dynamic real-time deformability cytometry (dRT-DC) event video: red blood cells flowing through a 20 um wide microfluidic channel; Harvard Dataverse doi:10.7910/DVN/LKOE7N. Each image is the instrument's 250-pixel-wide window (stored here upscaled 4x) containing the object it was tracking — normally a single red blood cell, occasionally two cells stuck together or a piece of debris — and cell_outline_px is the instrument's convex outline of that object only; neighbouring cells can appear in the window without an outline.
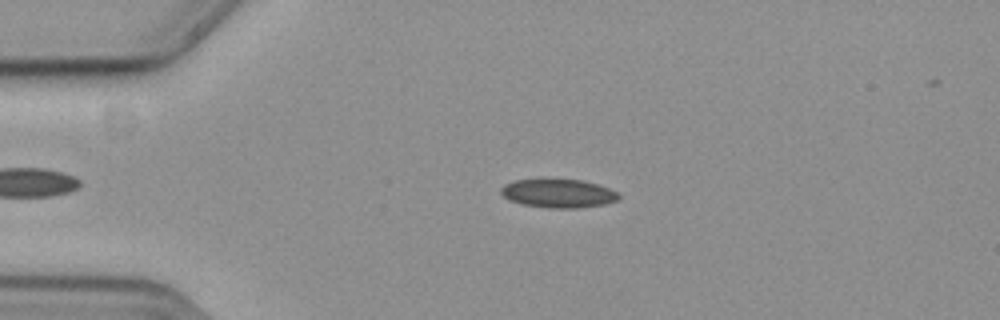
{"species": "common noctule bat (a hibernating species)", "species_latin": "Nyctalus noctula", "temperature_condition": "cold", "stored_images_in_passage": 49, "camera_frame_rate_fps": 3000, "um_per_image_px": 0.085, "animal": {"sex": "female", "body_mass_g": 19.3, "forearm_length_mm": 54.1}, "frame": {"image": 1, "passage_image": 11, "time_ms": 3.333, "image_size_px": [1000, 320], "cell_outline_px": [[620, 196], [616, 200], [604, 204], [576, 208], [548, 208], [524, 204], [512, 200], [504, 196], [500, 192], [500, 188], [504, 184], [516, 180], [584, 180], [608, 188], [616, 192]], "centroid_in_image_um": [47.45, 16.44], "position_along_channel_um": 37.6, "area_um2": 19.19}}
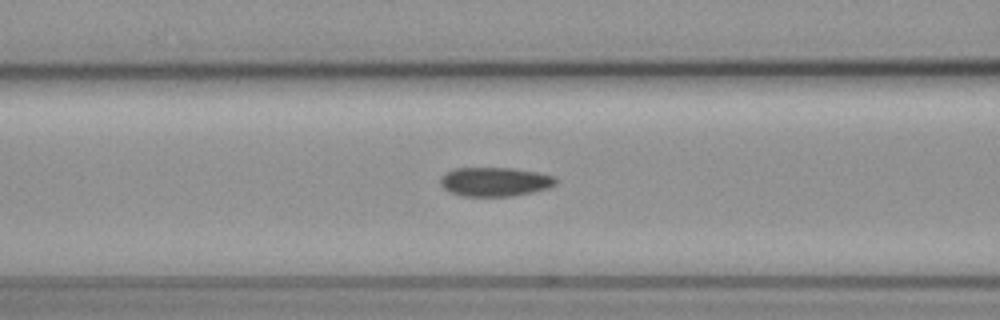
{"frame": {"image": 2, "passage_image": 21, "time_ms": 6.667, "image_size_px": [1000, 320], "cell_outline_px": [[556, 184], [548, 188], [532, 192], [512, 196], [460, 196], [448, 192], [440, 184], [440, 176], [452, 168], [512, 168], [536, 172], [552, 176], [556, 180]], "centroid_in_image_um": [42.0, 15.45], "position_along_channel_um": 124.6, "area_um2": 19.59}}
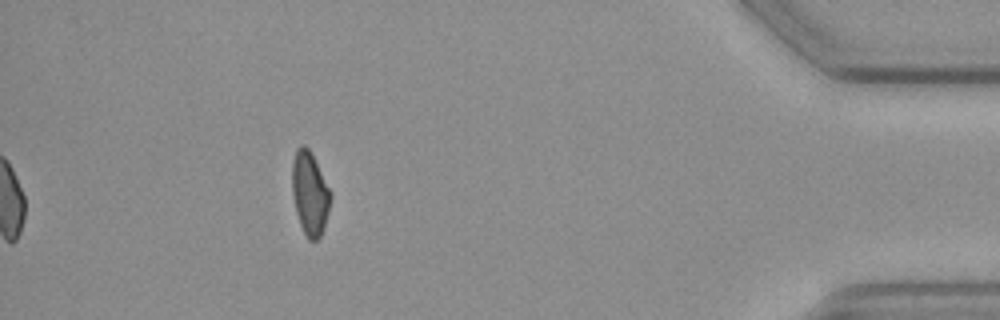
{"frame": {"image": 3, "passage_image": 49, "time_ms": 16.0, "image_size_px": [1000, 320], "cell_outline_px": [[332, 196], [324, 228], [320, 236], [316, 240], [308, 240], [300, 224], [296, 212], [292, 196], [292, 160], [296, 148], [300, 144], [304, 144], [308, 148], [332, 192]], "centroid_in_image_um": [26.33, 16.42], "position_along_channel_um": 408.9, "area_um2": 18.79}, "authors_computed_cell_mechanics": {"area_um2": 19.652, "velocity_mm_per_s": 3.6692, "shape_relaxation_time_tau1_ms": 7.4325, "shape_relaxation_time_tau2_ms": null, "deformation_change_tau1": 0.1054, "deformation_change_tau2": null}}